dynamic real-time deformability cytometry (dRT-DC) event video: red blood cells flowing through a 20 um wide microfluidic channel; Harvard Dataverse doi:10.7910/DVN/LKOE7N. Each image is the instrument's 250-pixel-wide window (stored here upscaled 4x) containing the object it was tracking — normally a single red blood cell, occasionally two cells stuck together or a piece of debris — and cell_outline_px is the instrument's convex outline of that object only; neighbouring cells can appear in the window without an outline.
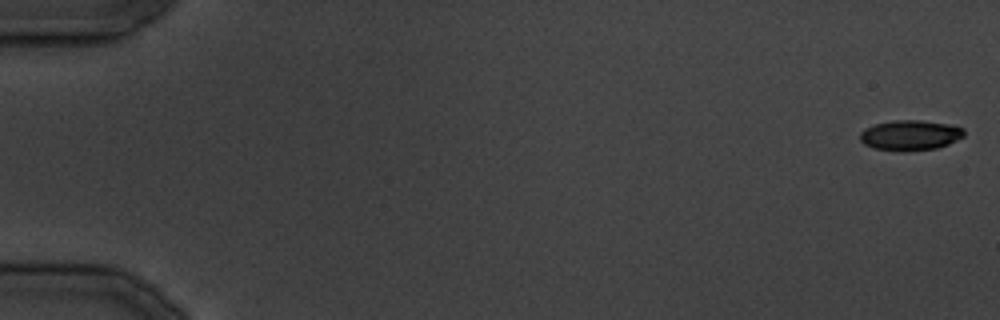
{"species": "common noctule bat (a hibernating species)", "species_latin": "Nyctalus noctula", "temperature_condition": "cold", "stored_images_in_passage": 37, "camera_frame_rate_fps": 3000, "um_per_image_px": 0.085, "animal": {"sex": "male", "body_mass_g": 19.5, "forearm_length_mm": 54.6}, "frame": {"image": 1, "passage_image": 1, "time_ms": 0.0, "image_size_px": [1000, 320], "cell_outline_px": [[964, 136], [948, 144], [936, 148], [908, 152], [896, 152], [872, 148], [864, 144], [860, 140], [860, 132], [864, 128], [876, 124], [892, 120], [920, 120], [948, 124], [964, 128]], "centroid_in_image_um": [77.33, 11.51], "position_along_channel_um": 7.7, "area_um2": 18.61}}
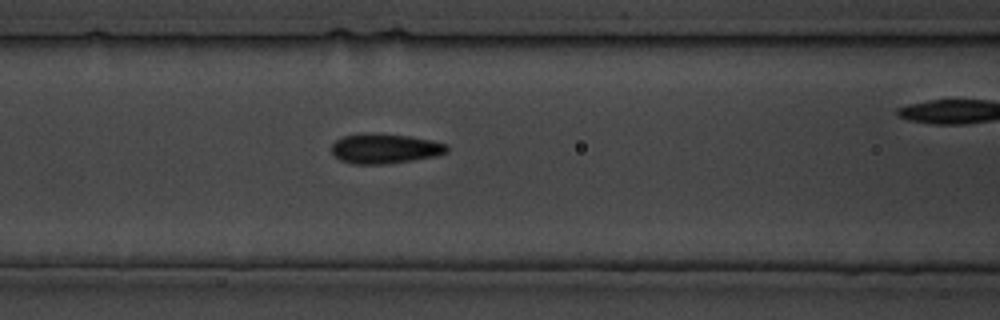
{"frame": {"image": 2, "passage_image": 16, "time_ms": 18.0, "image_size_px": [1000, 320], "cell_outline_px": [[448, 152], [436, 156], [388, 164], [352, 164], [340, 160], [332, 152], [332, 144], [336, 140], [344, 136], [408, 136], [448, 144]], "centroid_in_image_um": [32.75, 12.69], "position_along_channel_um": 133.8, "area_um2": 19.13}}
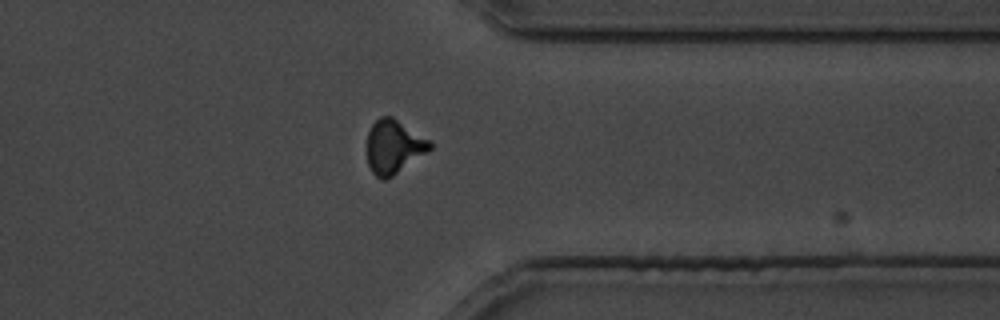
{"frame": {"image": 3, "passage_image": 29, "time_ms": 33.667, "image_size_px": [1000, 320], "cell_outline_px": [[432, 148], [428, 152], [392, 176], [384, 180], [380, 180], [372, 172], [368, 164], [368, 132], [372, 124], [380, 116], [392, 116], [432, 140]], "centroid_in_image_um": [33.5, 12.46], "position_along_channel_um": 377.9, "area_um2": 19.83}}